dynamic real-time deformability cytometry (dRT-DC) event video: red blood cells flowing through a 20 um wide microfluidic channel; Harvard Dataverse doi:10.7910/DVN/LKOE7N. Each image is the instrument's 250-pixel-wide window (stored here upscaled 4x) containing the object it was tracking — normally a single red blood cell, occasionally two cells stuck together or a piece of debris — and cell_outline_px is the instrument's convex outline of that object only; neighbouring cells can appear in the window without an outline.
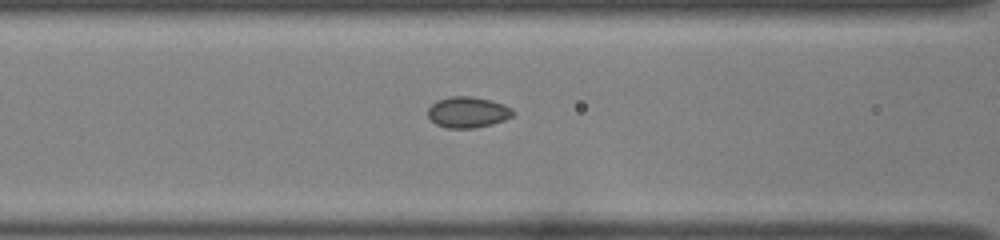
{"species": "common noctule bat (a hibernating species)", "species_latin": "Nyctalus noctula", "temperature_condition": "room temperature", "stored_images_in_passage": 13, "camera_frame_rate_fps": 3000, "um_per_image_px": 0.085, "animal": {"sex": "female", "body_mass_g": 22.0, "forearm_length_mm": 56.7}, "frame": {"image": 1, "passage_image": 11, "time_ms": 3.333, "image_size_px": [1000, 240], "cell_outline_px": [[516, 112], [512, 116], [504, 120], [492, 124], [472, 128], [448, 128], [436, 124], [428, 116], [428, 108], [436, 100], [452, 96], [472, 96], [492, 100], [504, 104], [512, 108]], "centroid_in_image_um": [39.78, 9.52], "position_along_channel_um": 126.8, "area_um2": 15.43}}